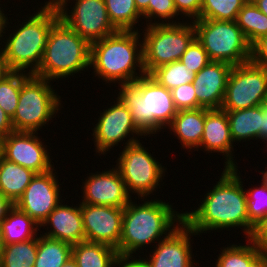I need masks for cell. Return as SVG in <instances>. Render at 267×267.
Wrapping results in <instances>:
<instances>
[{
  "mask_svg": "<svg viewBox=\"0 0 267 267\" xmlns=\"http://www.w3.org/2000/svg\"><path fill=\"white\" fill-rule=\"evenodd\" d=\"M238 168H223L219 181L204 193L201 204L191 211L183 212V221L197 236L211 231L238 228L243 231L246 239L249 238L245 180L240 177Z\"/></svg>",
  "mask_w": 267,
  "mask_h": 267,
  "instance_id": "1",
  "label": "cell"
},
{
  "mask_svg": "<svg viewBox=\"0 0 267 267\" xmlns=\"http://www.w3.org/2000/svg\"><path fill=\"white\" fill-rule=\"evenodd\" d=\"M156 198H141L142 204L133 198L125 206L117 248L120 257H139L145 247L152 249L183 222V210L179 213L169 202Z\"/></svg>",
  "mask_w": 267,
  "mask_h": 267,
  "instance_id": "2",
  "label": "cell"
},
{
  "mask_svg": "<svg viewBox=\"0 0 267 267\" xmlns=\"http://www.w3.org/2000/svg\"><path fill=\"white\" fill-rule=\"evenodd\" d=\"M141 31H122L90 44V68L94 76L115 87L146 75Z\"/></svg>",
  "mask_w": 267,
  "mask_h": 267,
  "instance_id": "3",
  "label": "cell"
},
{
  "mask_svg": "<svg viewBox=\"0 0 267 267\" xmlns=\"http://www.w3.org/2000/svg\"><path fill=\"white\" fill-rule=\"evenodd\" d=\"M39 6L36 13L26 15L28 19L23 17L25 20L17 26H10L11 20L8 21L6 31L11 33L5 35L2 49L14 71L34 74L38 70L51 27L60 18L57 6Z\"/></svg>",
  "mask_w": 267,
  "mask_h": 267,
  "instance_id": "4",
  "label": "cell"
},
{
  "mask_svg": "<svg viewBox=\"0 0 267 267\" xmlns=\"http://www.w3.org/2000/svg\"><path fill=\"white\" fill-rule=\"evenodd\" d=\"M118 90L117 96L129 109L133 122L148 137L165 132L177 114L171 90L148 74L119 85Z\"/></svg>",
  "mask_w": 267,
  "mask_h": 267,
  "instance_id": "5",
  "label": "cell"
},
{
  "mask_svg": "<svg viewBox=\"0 0 267 267\" xmlns=\"http://www.w3.org/2000/svg\"><path fill=\"white\" fill-rule=\"evenodd\" d=\"M88 69L90 43L59 18L51 27L41 64L34 75L56 82Z\"/></svg>",
  "mask_w": 267,
  "mask_h": 267,
  "instance_id": "6",
  "label": "cell"
},
{
  "mask_svg": "<svg viewBox=\"0 0 267 267\" xmlns=\"http://www.w3.org/2000/svg\"><path fill=\"white\" fill-rule=\"evenodd\" d=\"M53 81L22 72V85L15 114L11 119L14 131L37 132L53 122L63 107V101ZM62 102V103H61Z\"/></svg>",
  "mask_w": 267,
  "mask_h": 267,
  "instance_id": "7",
  "label": "cell"
},
{
  "mask_svg": "<svg viewBox=\"0 0 267 267\" xmlns=\"http://www.w3.org/2000/svg\"><path fill=\"white\" fill-rule=\"evenodd\" d=\"M142 28L143 66L148 75L160 66L180 61L182 54L196 38L191 21L153 24Z\"/></svg>",
  "mask_w": 267,
  "mask_h": 267,
  "instance_id": "8",
  "label": "cell"
},
{
  "mask_svg": "<svg viewBox=\"0 0 267 267\" xmlns=\"http://www.w3.org/2000/svg\"><path fill=\"white\" fill-rule=\"evenodd\" d=\"M196 39L202 44L210 61L232 66L251 59V44L236 21L197 19L192 21Z\"/></svg>",
  "mask_w": 267,
  "mask_h": 267,
  "instance_id": "9",
  "label": "cell"
},
{
  "mask_svg": "<svg viewBox=\"0 0 267 267\" xmlns=\"http://www.w3.org/2000/svg\"><path fill=\"white\" fill-rule=\"evenodd\" d=\"M142 144L139 141L125 146L115 161L128 193L134 194V198L138 196V200L154 196L158 188H162L160 184L163 186V179L167 175V168L153 157L155 152L151 154V150Z\"/></svg>",
  "mask_w": 267,
  "mask_h": 267,
  "instance_id": "10",
  "label": "cell"
},
{
  "mask_svg": "<svg viewBox=\"0 0 267 267\" xmlns=\"http://www.w3.org/2000/svg\"><path fill=\"white\" fill-rule=\"evenodd\" d=\"M113 101L108 108L106 106V109H103V112L100 111V116L95 120V123L96 121L97 123H94V128H91L95 152L100 158L101 154L105 156L119 143L120 145L123 144L124 148L142 141L140 137L146 140V135L133 122L131 113L125 104L118 97ZM123 141L126 142L124 143Z\"/></svg>",
  "mask_w": 267,
  "mask_h": 267,
  "instance_id": "11",
  "label": "cell"
},
{
  "mask_svg": "<svg viewBox=\"0 0 267 267\" xmlns=\"http://www.w3.org/2000/svg\"><path fill=\"white\" fill-rule=\"evenodd\" d=\"M267 101V71L251 60L233 66L228 77L221 109L235 111Z\"/></svg>",
  "mask_w": 267,
  "mask_h": 267,
  "instance_id": "12",
  "label": "cell"
},
{
  "mask_svg": "<svg viewBox=\"0 0 267 267\" xmlns=\"http://www.w3.org/2000/svg\"><path fill=\"white\" fill-rule=\"evenodd\" d=\"M57 8L60 19L90 44L118 31L109 20L104 0H62Z\"/></svg>",
  "mask_w": 267,
  "mask_h": 267,
  "instance_id": "13",
  "label": "cell"
},
{
  "mask_svg": "<svg viewBox=\"0 0 267 267\" xmlns=\"http://www.w3.org/2000/svg\"><path fill=\"white\" fill-rule=\"evenodd\" d=\"M48 146L37 132L9 133L0 141V154L8 161L19 164L36 174L45 173L54 168ZM53 164H52V163Z\"/></svg>",
  "mask_w": 267,
  "mask_h": 267,
  "instance_id": "14",
  "label": "cell"
},
{
  "mask_svg": "<svg viewBox=\"0 0 267 267\" xmlns=\"http://www.w3.org/2000/svg\"><path fill=\"white\" fill-rule=\"evenodd\" d=\"M55 167L48 172L35 174L15 206L33 218L40 226L61 199V186ZM61 190V191H60Z\"/></svg>",
  "mask_w": 267,
  "mask_h": 267,
  "instance_id": "15",
  "label": "cell"
},
{
  "mask_svg": "<svg viewBox=\"0 0 267 267\" xmlns=\"http://www.w3.org/2000/svg\"><path fill=\"white\" fill-rule=\"evenodd\" d=\"M196 235V232L183 221L166 238L152 247L148 257L147 253L142 254L144 257H139L148 267H196L197 262L193 260L192 251V237Z\"/></svg>",
  "mask_w": 267,
  "mask_h": 267,
  "instance_id": "16",
  "label": "cell"
},
{
  "mask_svg": "<svg viewBox=\"0 0 267 267\" xmlns=\"http://www.w3.org/2000/svg\"><path fill=\"white\" fill-rule=\"evenodd\" d=\"M112 167L102 172H89L85 181L81 179L83 196L80 203L125 208L134 198L128 193L119 170L114 165Z\"/></svg>",
  "mask_w": 267,
  "mask_h": 267,
  "instance_id": "17",
  "label": "cell"
},
{
  "mask_svg": "<svg viewBox=\"0 0 267 267\" xmlns=\"http://www.w3.org/2000/svg\"><path fill=\"white\" fill-rule=\"evenodd\" d=\"M85 241L118 248L122 234L124 208L80 203Z\"/></svg>",
  "mask_w": 267,
  "mask_h": 267,
  "instance_id": "18",
  "label": "cell"
},
{
  "mask_svg": "<svg viewBox=\"0 0 267 267\" xmlns=\"http://www.w3.org/2000/svg\"><path fill=\"white\" fill-rule=\"evenodd\" d=\"M234 146L226 111L205 108L204 131L198 151L203 149L206 154L218 152V155L225 156L224 168H234L238 165L234 160Z\"/></svg>",
  "mask_w": 267,
  "mask_h": 267,
  "instance_id": "19",
  "label": "cell"
},
{
  "mask_svg": "<svg viewBox=\"0 0 267 267\" xmlns=\"http://www.w3.org/2000/svg\"><path fill=\"white\" fill-rule=\"evenodd\" d=\"M232 65L210 61L195 74L193 87L197 98V109H221L227 81Z\"/></svg>",
  "mask_w": 267,
  "mask_h": 267,
  "instance_id": "20",
  "label": "cell"
},
{
  "mask_svg": "<svg viewBox=\"0 0 267 267\" xmlns=\"http://www.w3.org/2000/svg\"><path fill=\"white\" fill-rule=\"evenodd\" d=\"M62 200L58 206L50 212L47 219L40 228L46 232L40 231L44 236L58 239L70 245H75L85 241V232L83 227V218L80 210V204L70 206ZM64 202V203H63ZM46 226V227H45Z\"/></svg>",
  "mask_w": 267,
  "mask_h": 267,
  "instance_id": "21",
  "label": "cell"
},
{
  "mask_svg": "<svg viewBox=\"0 0 267 267\" xmlns=\"http://www.w3.org/2000/svg\"><path fill=\"white\" fill-rule=\"evenodd\" d=\"M205 108L178 110L176 116L167 127L169 133L177 137L180 147L189 153L199 149L204 131Z\"/></svg>",
  "mask_w": 267,
  "mask_h": 267,
  "instance_id": "22",
  "label": "cell"
},
{
  "mask_svg": "<svg viewBox=\"0 0 267 267\" xmlns=\"http://www.w3.org/2000/svg\"><path fill=\"white\" fill-rule=\"evenodd\" d=\"M246 242L221 247L213 267H267V252L250 238Z\"/></svg>",
  "mask_w": 267,
  "mask_h": 267,
  "instance_id": "23",
  "label": "cell"
},
{
  "mask_svg": "<svg viewBox=\"0 0 267 267\" xmlns=\"http://www.w3.org/2000/svg\"><path fill=\"white\" fill-rule=\"evenodd\" d=\"M233 142L260 141L262 105L235 111H226Z\"/></svg>",
  "mask_w": 267,
  "mask_h": 267,
  "instance_id": "24",
  "label": "cell"
},
{
  "mask_svg": "<svg viewBox=\"0 0 267 267\" xmlns=\"http://www.w3.org/2000/svg\"><path fill=\"white\" fill-rule=\"evenodd\" d=\"M35 174L0 154V193L13 204L23 195Z\"/></svg>",
  "mask_w": 267,
  "mask_h": 267,
  "instance_id": "25",
  "label": "cell"
},
{
  "mask_svg": "<svg viewBox=\"0 0 267 267\" xmlns=\"http://www.w3.org/2000/svg\"><path fill=\"white\" fill-rule=\"evenodd\" d=\"M4 244L24 242L39 235L40 225L15 205L0 222Z\"/></svg>",
  "mask_w": 267,
  "mask_h": 267,
  "instance_id": "26",
  "label": "cell"
},
{
  "mask_svg": "<svg viewBox=\"0 0 267 267\" xmlns=\"http://www.w3.org/2000/svg\"><path fill=\"white\" fill-rule=\"evenodd\" d=\"M117 249L96 242L82 241L72 245V258L78 267H116Z\"/></svg>",
  "mask_w": 267,
  "mask_h": 267,
  "instance_id": "27",
  "label": "cell"
},
{
  "mask_svg": "<svg viewBox=\"0 0 267 267\" xmlns=\"http://www.w3.org/2000/svg\"><path fill=\"white\" fill-rule=\"evenodd\" d=\"M72 256V245L43 234L37 236V258L34 267H62Z\"/></svg>",
  "mask_w": 267,
  "mask_h": 267,
  "instance_id": "28",
  "label": "cell"
},
{
  "mask_svg": "<svg viewBox=\"0 0 267 267\" xmlns=\"http://www.w3.org/2000/svg\"><path fill=\"white\" fill-rule=\"evenodd\" d=\"M110 22L117 30L139 31L142 27V14L138 11L134 0H104Z\"/></svg>",
  "mask_w": 267,
  "mask_h": 267,
  "instance_id": "29",
  "label": "cell"
},
{
  "mask_svg": "<svg viewBox=\"0 0 267 267\" xmlns=\"http://www.w3.org/2000/svg\"><path fill=\"white\" fill-rule=\"evenodd\" d=\"M37 258V237L14 244H4L0 267H34Z\"/></svg>",
  "mask_w": 267,
  "mask_h": 267,
  "instance_id": "30",
  "label": "cell"
},
{
  "mask_svg": "<svg viewBox=\"0 0 267 267\" xmlns=\"http://www.w3.org/2000/svg\"><path fill=\"white\" fill-rule=\"evenodd\" d=\"M236 23L251 45L267 35V16L255 4H244L238 12Z\"/></svg>",
  "mask_w": 267,
  "mask_h": 267,
  "instance_id": "31",
  "label": "cell"
},
{
  "mask_svg": "<svg viewBox=\"0 0 267 267\" xmlns=\"http://www.w3.org/2000/svg\"><path fill=\"white\" fill-rule=\"evenodd\" d=\"M150 76L161 86L172 90L182 84L193 83L195 74L192 70L186 68V65L181 61H174L156 68Z\"/></svg>",
  "mask_w": 267,
  "mask_h": 267,
  "instance_id": "32",
  "label": "cell"
},
{
  "mask_svg": "<svg viewBox=\"0 0 267 267\" xmlns=\"http://www.w3.org/2000/svg\"><path fill=\"white\" fill-rule=\"evenodd\" d=\"M244 0H202L199 19L236 21Z\"/></svg>",
  "mask_w": 267,
  "mask_h": 267,
  "instance_id": "33",
  "label": "cell"
},
{
  "mask_svg": "<svg viewBox=\"0 0 267 267\" xmlns=\"http://www.w3.org/2000/svg\"><path fill=\"white\" fill-rule=\"evenodd\" d=\"M258 186V187H257ZM246 189L247 211L249 218V238H251L255 226L267 215V185L262 181L261 185Z\"/></svg>",
  "mask_w": 267,
  "mask_h": 267,
  "instance_id": "34",
  "label": "cell"
},
{
  "mask_svg": "<svg viewBox=\"0 0 267 267\" xmlns=\"http://www.w3.org/2000/svg\"><path fill=\"white\" fill-rule=\"evenodd\" d=\"M22 85V71H14L0 82V107L12 119L18 105Z\"/></svg>",
  "mask_w": 267,
  "mask_h": 267,
  "instance_id": "35",
  "label": "cell"
},
{
  "mask_svg": "<svg viewBox=\"0 0 267 267\" xmlns=\"http://www.w3.org/2000/svg\"><path fill=\"white\" fill-rule=\"evenodd\" d=\"M178 16L174 0H152V2H149L148 25L165 24V22L166 24H177L181 23L180 19L184 22L183 18L180 16L178 18Z\"/></svg>",
  "mask_w": 267,
  "mask_h": 267,
  "instance_id": "36",
  "label": "cell"
},
{
  "mask_svg": "<svg viewBox=\"0 0 267 267\" xmlns=\"http://www.w3.org/2000/svg\"><path fill=\"white\" fill-rule=\"evenodd\" d=\"M180 61L196 74L210 62V59L202 44L195 38L182 54Z\"/></svg>",
  "mask_w": 267,
  "mask_h": 267,
  "instance_id": "37",
  "label": "cell"
},
{
  "mask_svg": "<svg viewBox=\"0 0 267 267\" xmlns=\"http://www.w3.org/2000/svg\"><path fill=\"white\" fill-rule=\"evenodd\" d=\"M171 94L177 110L197 109V98L192 83L182 84L173 88Z\"/></svg>",
  "mask_w": 267,
  "mask_h": 267,
  "instance_id": "38",
  "label": "cell"
},
{
  "mask_svg": "<svg viewBox=\"0 0 267 267\" xmlns=\"http://www.w3.org/2000/svg\"><path fill=\"white\" fill-rule=\"evenodd\" d=\"M174 4L178 15L184 17L183 20L192 22L199 19L202 0H174Z\"/></svg>",
  "mask_w": 267,
  "mask_h": 267,
  "instance_id": "39",
  "label": "cell"
},
{
  "mask_svg": "<svg viewBox=\"0 0 267 267\" xmlns=\"http://www.w3.org/2000/svg\"><path fill=\"white\" fill-rule=\"evenodd\" d=\"M250 60L267 71V35L260 37L251 45Z\"/></svg>",
  "mask_w": 267,
  "mask_h": 267,
  "instance_id": "40",
  "label": "cell"
},
{
  "mask_svg": "<svg viewBox=\"0 0 267 267\" xmlns=\"http://www.w3.org/2000/svg\"><path fill=\"white\" fill-rule=\"evenodd\" d=\"M250 239L262 251L267 252V215L255 226Z\"/></svg>",
  "mask_w": 267,
  "mask_h": 267,
  "instance_id": "41",
  "label": "cell"
},
{
  "mask_svg": "<svg viewBox=\"0 0 267 267\" xmlns=\"http://www.w3.org/2000/svg\"><path fill=\"white\" fill-rule=\"evenodd\" d=\"M13 131L11 118L0 107V141Z\"/></svg>",
  "mask_w": 267,
  "mask_h": 267,
  "instance_id": "42",
  "label": "cell"
},
{
  "mask_svg": "<svg viewBox=\"0 0 267 267\" xmlns=\"http://www.w3.org/2000/svg\"><path fill=\"white\" fill-rule=\"evenodd\" d=\"M116 267H148L140 257H119Z\"/></svg>",
  "mask_w": 267,
  "mask_h": 267,
  "instance_id": "43",
  "label": "cell"
},
{
  "mask_svg": "<svg viewBox=\"0 0 267 267\" xmlns=\"http://www.w3.org/2000/svg\"><path fill=\"white\" fill-rule=\"evenodd\" d=\"M13 72L14 70L9 66V63L5 58L3 49L0 48V82L4 81Z\"/></svg>",
  "mask_w": 267,
  "mask_h": 267,
  "instance_id": "44",
  "label": "cell"
},
{
  "mask_svg": "<svg viewBox=\"0 0 267 267\" xmlns=\"http://www.w3.org/2000/svg\"><path fill=\"white\" fill-rule=\"evenodd\" d=\"M0 2H1V0H0ZM0 6H1L0 7V45L3 46L2 43L4 42V39H5L3 37L6 35L5 34L6 33V29L5 28L7 27V24H8V21H9L10 17H8L6 12H4V10L2 9L3 5L0 4Z\"/></svg>",
  "mask_w": 267,
  "mask_h": 267,
  "instance_id": "45",
  "label": "cell"
},
{
  "mask_svg": "<svg viewBox=\"0 0 267 267\" xmlns=\"http://www.w3.org/2000/svg\"><path fill=\"white\" fill-rule=\"evenodd\" d=\"M138 11L142 14L143 20L146 23L143 26H148V5L152 0H134Z\"/></svg>",
  "mask_w": 267,
  "mask_h": 267,
  "instance_id": "46",
  "label": "cell"
},
{
  "mask_svg": "<svg viewBox=\"0 0 267 267\" xmlns=\"http://www.w3.org/2000/svg\"><path fill=\"white\" fill-rule=\"evenodd\" d=\"M267 138V101L262 104V127L260 128V141Z\"/></svg>",
  "mask_w": 267,
  "mask_h": 267,
  "instance_id": "47",
  "label": "cell"
},
{
  "mask_svg": "<svg viewBox=\"0 0 267 267\" xmlns=\"http://www.w3.org/2000/svg\"><path fill=\"white\" fill-rule=\"evenodd\" d=\"M13 205L14 204L9 199L3 197V195L0 193V222L5 218Z\"/></svg>",
  "mask_w": 267,
  "mask_h": 267,
  "instance_id": "48",
  "label": "cell"
},
{
  "mask_svg": "<svg viewBox=\"0 0 267 267\" xmlns=\"http://www.w3.org/2000/svg\"><path fill=\"white\" fill-rule=\"evenodd\" d=\"M255 5L262 13L267 16V0H258Z\"/></svg>",
  "mask_w": 267,
  "mask_h": 267,
  "instance_id": "49",
  "label": "cell"
},
{
  "mask_svg": "<svg viewBox=\"0 0 267 267\" xmlns=\"http://www.w3.org/2000/svg\"><path fill=\"white\" fill-rule=\"evenodd\" d=\"M62 267H78L72 256L64 263Z\"/></svg>",
  "mask_w": 267,
  "mask_h": 267,
  "instance_id": "50",
  "label": "cell"
},
{
  "mask_svg": "<svg viewBox=\"0 0 267 267\" xmlns=\"http://www.w3.org/2000/svg\"><path fill=\"white\" fill-rule=\"evenodd\" d=\"M62 0H49L44 1L43 6H57Z\"/></svg>",
  "mask_w": 267,
  "mask_h": 267,
  "instance_id": "51",
  "label": "cell"
},
{
  "mask_svg": "<svg viewBox=\"0 0 267 267\" xmlns=\"http://www.w3.org/2000/svg\"><path fill=\"white\" fill-rule=\"evenodd\" d=\"M267 167H265L264 169L265 170H263V171H258L259 172V174L261 173L262 174V176H261V181H263L266 185H267V169H266Z\"/></svg>",
  "mask_w": 267,
  "mask_h": 267,
  "instance_id": "52",
  "label": "cell"
},
{
  "mask_svg": "<svg viewBox=\"0 0 267 267\" xmlns=\"http://www.w3.org/2000/svg\"><path fill=\"white\" fill-rule=\"evenodd\" d=\"M3 248H4V242H3V236H2L1 226H0V257L3 251Z\"/></svg>",
  "mask_w": 267,
  "mask_h": 267,
  "instance_id": "53",
  "label": "cell"
},
{
  "mask_svg": "<svg viewBox=\"0 0 267 267\" xmlns=\"http://www.w3.org/2000/svg\"><path fill=\"white\" fill-rule=\"evenodd\" d=\"M258 0H244L245 4H255Z\"/></svg>",
  "mask_w": 267,
  "mask_h": 267,
  "instance_id": "54",
  "label": "cell"
},
{
  "mask_svg": "<svg viewBox=\"0 0 267 267\" xmlns=\"http://www.w3.org/2000/svg\"><path fill=\"white\" fill-rule=\"evenodd\" d=\"M267 143V138L264 140V143L263 144H266ZM265 147L267 148V145H265ZM267 151V150H265Z\"/></svg>",
  "mask_w": 267,
  "mask_h": 267,
  "instance_id": "55",
  "label": "cell"
}]
</instances>
